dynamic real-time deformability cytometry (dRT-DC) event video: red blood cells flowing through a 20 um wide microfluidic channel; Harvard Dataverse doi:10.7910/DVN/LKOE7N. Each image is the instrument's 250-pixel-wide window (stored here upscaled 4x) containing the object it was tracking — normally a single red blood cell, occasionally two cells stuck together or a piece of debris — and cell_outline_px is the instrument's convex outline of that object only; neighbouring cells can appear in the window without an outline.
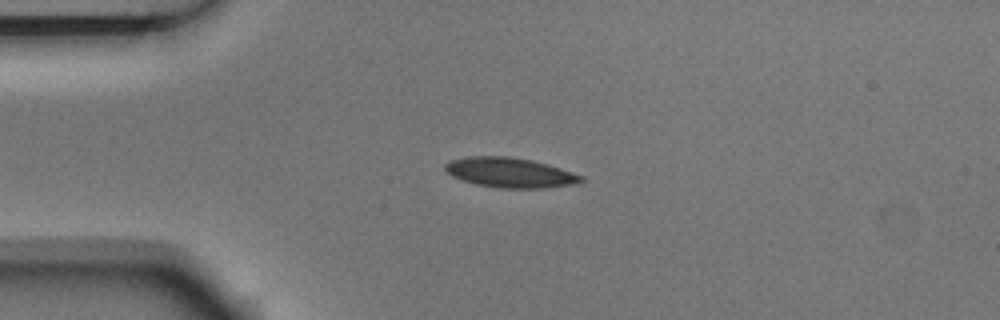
{"species": "Egyptian fruit bat (a non-hibernating species)", "species_latin": "Rousettus aegyptiacus", "temperature_condition": "room temperature", "stored_images_in_passage": 9, "camera_frame_rate_fps": 3000, "um_per_image_px": 0.085, "animal": {"sex": "male"}, "frame": {"image": 1, "passage_image": 3, "time_ms": 0.667, "image_size_px": [1000, 320], "cell_outline_px": [[584, 180], [572, 184], [544, 188], [500, 188], [476, 184], [460, 180], [444, 172], [444, 164], [448, 160], [468, 156], [508, 156], [532, 160], [548, 164], [584, 176]], "centroid_in_image_um": [43.28, 14.66], "position_along_channel_um": 41.7, "area_um2": 23.87}}
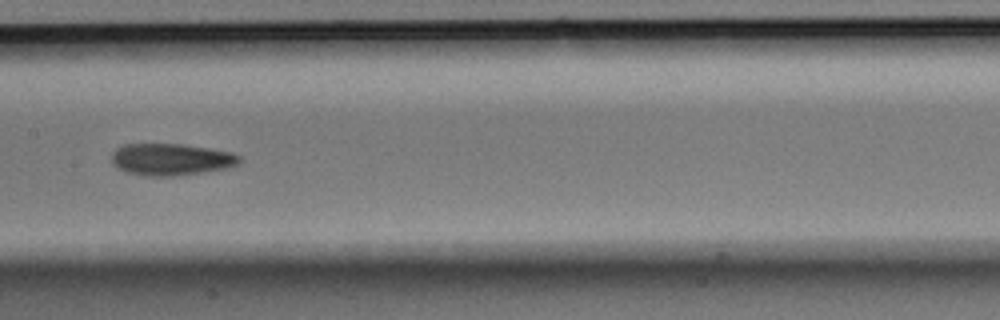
{"frame": {"image": 2, "passage_image": 7, "time_ms": 2.0, "image_size_px": [1000, 320], "cell_outline_px": [[240, 160], [236, 164], [228, 168], [204, 172], [172, 176], [144, 176], [128, 172], [116, 168], [112, 164], [112, 152], [116, 148], [124, 144], [180, 144], [208, 148], [232, 152], [240, 156]], "centroid_in_image_um": [14.51, 13.55], "position_along_channel_um": 192.9, "area_um2": 23.76}}
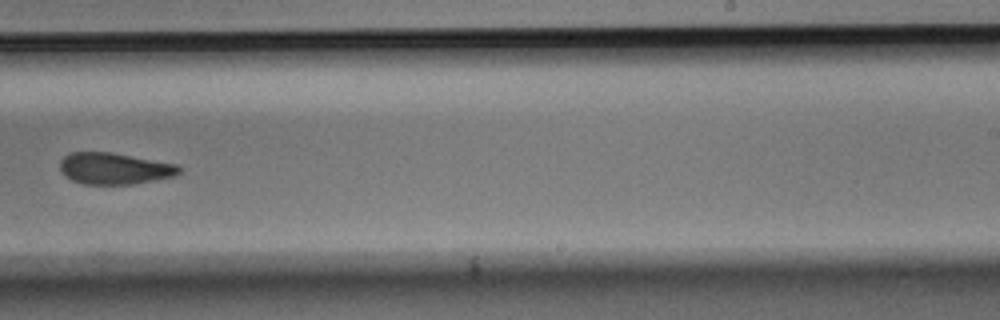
{"frame": {"image": 3, "passage_image": 9, "time_ms": 2.667, "image_size_px": [1000, 320], "cell_outline_px": [[180, 172], [176, 176], [132, 184], [84, 184], [72, 180], [60, 168], [60, 160], [68, 152], [112, 152], [176, 164], [180, 168]], "centroid_in_image_um": [9.73, 14.31], "position_along_channel_um": 279.3, "area_um2": 21.73}}